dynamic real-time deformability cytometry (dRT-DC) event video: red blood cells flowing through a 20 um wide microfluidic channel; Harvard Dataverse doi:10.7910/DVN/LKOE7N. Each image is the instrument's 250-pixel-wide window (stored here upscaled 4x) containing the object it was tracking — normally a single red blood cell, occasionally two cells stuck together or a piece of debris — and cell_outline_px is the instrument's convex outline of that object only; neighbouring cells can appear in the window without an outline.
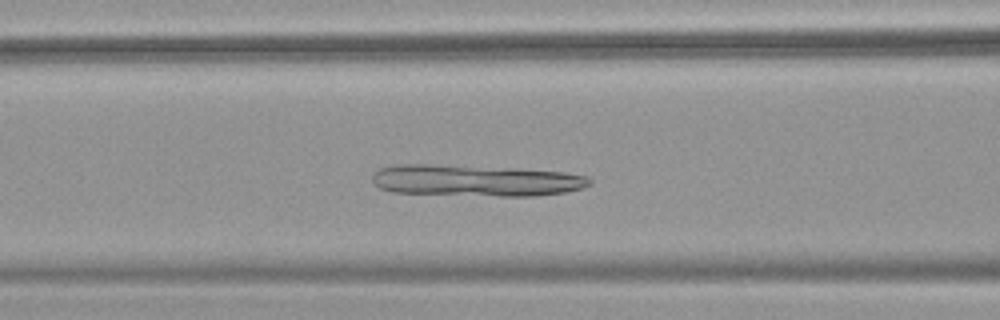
{"species": "common noctule bat (a hibernating species)", "species_latin": "Nyctalus noctula", "temperature_condition": "warm", "stored_images_in_passage": 51, "camera_frame_rate_fps": 3000, "um_per_image_px": 0.085, "animal": {"sex": "female", "body_mass_g": 18.4}, "frame": {"image": 1, "passage_image": 20, "time_ms": 6.333, "image_size_px": [1000, 320], "cell_outline_px": [[592, 184], [584, 188], [568, 192], [536, 196], [500, 196], [392, 192], [380, 188], [372, 180], [372, 176], [380, 168], [396, 164], [432, 164], [520, 168], [564, 172], [588, 176], [592, 180]], "centroid_in_image_um": [40.51, 15.33], "position_along_channel_um": 126.1, "area_um2": 40.34}}
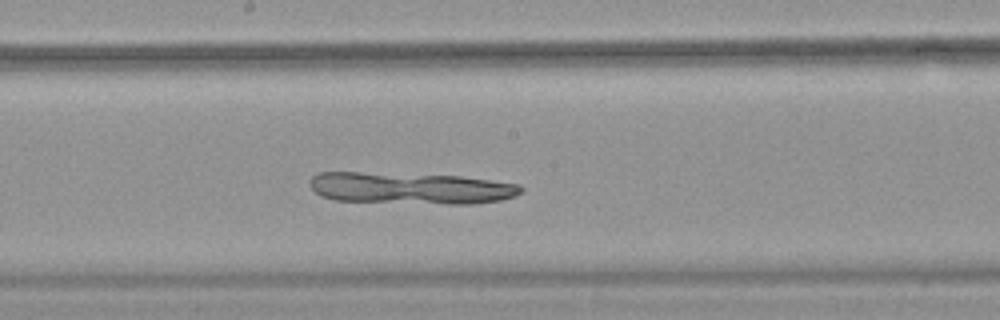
{"frame": {"image": 2, "passage_image": 27, "time_ms": 8.667, "image_size_px": [1000, 320], "cell_outline_px": [[524, 188], [516, 196], [500, 200], [476, 204], [448, 204], [336, 200], [320, 196], [308, 184], [308, 180], [316, 172], [360, 172], [460, 176], [520, 184]], "centroid_in_image_um": [34.89, 15.99], "position_along_channel_um": 213.3, "area_um2": 39.13}}
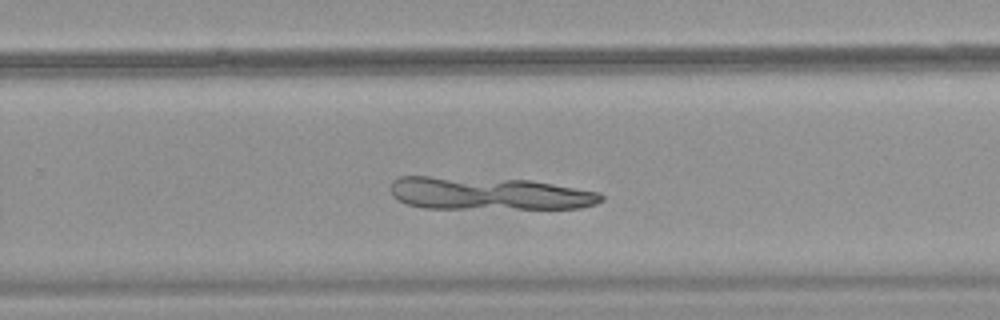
{"frame": {"image": 3, "passage_image": 33, "time_ms": 10.667, "image_size_px": [1000, 320], "cell_outline_px": [[604, 200], [596, 204], [580, 208], [424, 208], [408, 204], [392, 196], [388, 188], [392, 180], [400, 176], [428, 176], [528, 180], [600, 192], [604, 196]], "centroid_in_image_um": [41.51, 16.44], "position_along_channel_um": 288.3, "area_um2": 40.23}}